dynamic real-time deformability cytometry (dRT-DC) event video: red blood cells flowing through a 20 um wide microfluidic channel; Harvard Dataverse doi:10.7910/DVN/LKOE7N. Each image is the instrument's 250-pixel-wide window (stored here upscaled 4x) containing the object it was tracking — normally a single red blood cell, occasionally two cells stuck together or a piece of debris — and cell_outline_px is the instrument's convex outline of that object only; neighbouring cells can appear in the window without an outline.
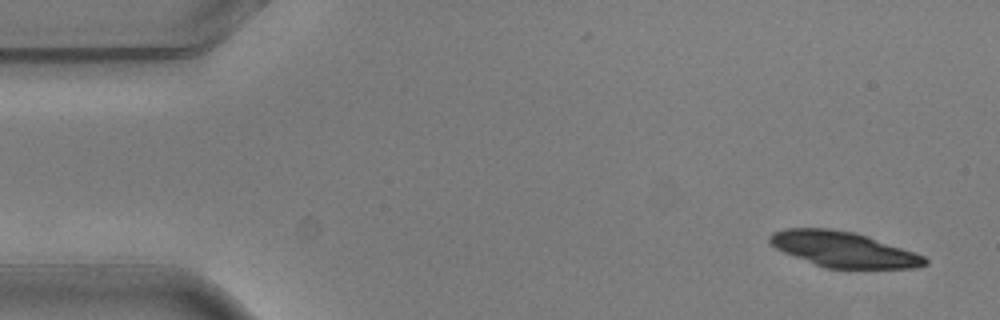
{"species": "common noctule bat (a hibernating species)", "species_latin": "Nyctalus noctula", "temperature_condition": "warm", "stored_images_in_passage": 10, "camera_frame_rate_fps": 3000, "um_per_image_px": 0.085, "animal": {"sex": "male", "body_mass_g": 20.5, "forearm_length_mm": 52.5}, "frame": {"image": 1, "passage_image": 1, "time_ms": 0.0, "image_size_px": [1000, 320], "cell_outline_px": [[928, 264], [916, 268], [824, 268], [784, 252], [776, 248], [768, 240], [768, 236], [772, 232], [784, 228], [828, 228], [852, 232], [868, 236], [924, 256], [928, 260]], "centroid_in_image_um": [71.66, 21.19], "position_along_channel_um": 13.3, "area_um2": 31.79}}
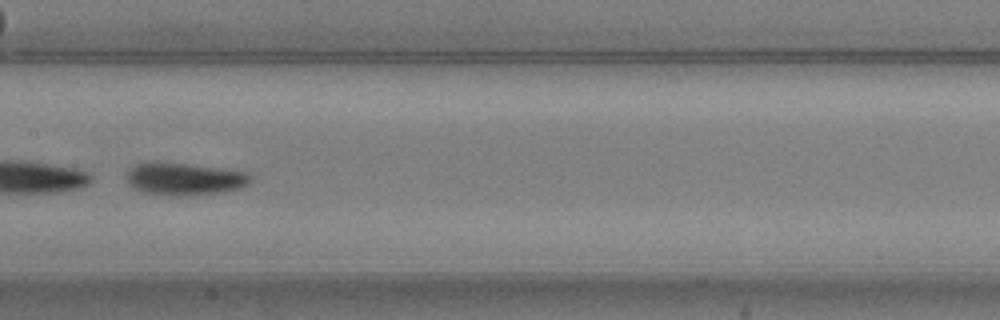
{"frame": {"image": 2, "passage_image": 8, "time_ms": 2.333, "image_size_px": [1000, 320], "cell_outline_px": [[252, 180], [248, 184], [240, 188], [224, 192], [176, 196], [168, 196], [144, 192], [132, 188], [128, 184], [128, 168], [144, 160], [160, 160], [228, 168], [248, 172], [252, 176]], "centroid_in_image_um": [15.67, 15.16], "position_along_channel_um": 191.7, "area_um2": 24.45}}
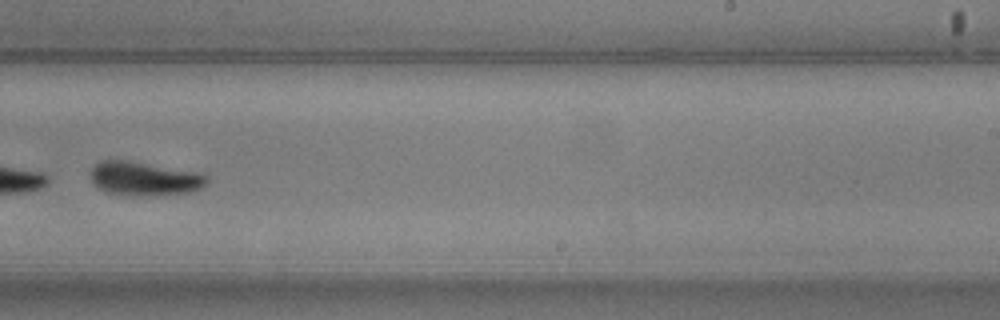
{"frame": {"image": 3, "passage_image": 10, "time_ms": 3.0, "image_size_px": [1000, 320], "cell_outline_px": [[208, 184], [200, 188], [188, 192], [104, 192], [96, 188], [92, 180], [92, 168], [100, 160], [128, 160], [196, 172], [208, 176]], "centroid_in_image_um": [12.25, 15.11], "position_along_channel_um": 276.8, "area_um2": 21.56}}